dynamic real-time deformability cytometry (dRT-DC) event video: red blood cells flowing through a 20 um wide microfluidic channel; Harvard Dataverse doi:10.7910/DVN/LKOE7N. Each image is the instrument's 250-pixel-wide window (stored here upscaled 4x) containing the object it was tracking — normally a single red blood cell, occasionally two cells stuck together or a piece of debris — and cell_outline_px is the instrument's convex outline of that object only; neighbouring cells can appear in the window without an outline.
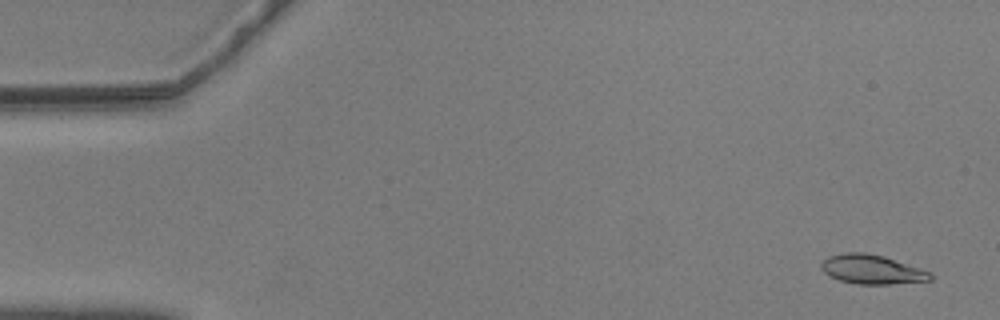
{"species": "common noctule bat (a hibernating species)", "species_latin": "Nyctalus noctula", "temperature_condition": "warm", "stored_images_in_passage": 57, "camera_frame_rate_fps": 3000, "um_per_image_px": 0.085, "animal": {"sex": "male", "body_mass_g": 20.5, "forearm_length_mm": 52.5}, "frame": {"image": 1, "passage_image": 3, "time_ms": 0.667, "image_size_px": [1000, 320], "cell_outline_px": [[932, 280], [888, 284], [856, 284], [840, 280], [828, 276], [820, 268], [820, 264], [828, 256], [844, 252], [864, 252], [884, 256], [932, 272]], "centroid_in_image_um": [74.09, 22.89], "position_along_channel_um": 10.9, "area_um2": 18.67}}
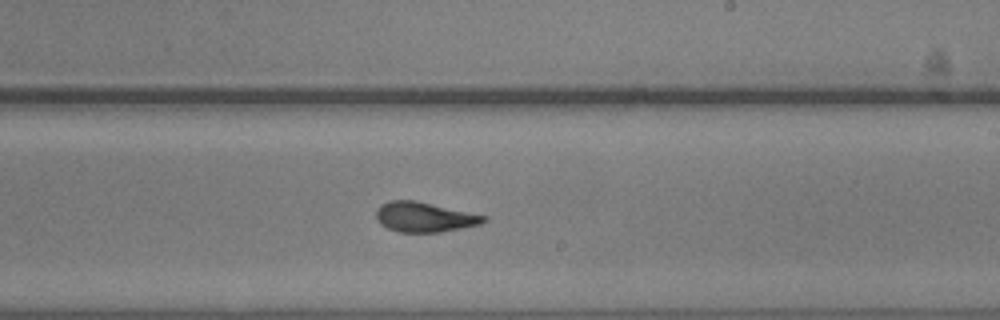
{"frame": {"image": 2, "passage_image": 34, "time_ms": 11.0, "image_size_px": [1000, 320], "cell_outline_px": [[488, 220], [480, 224], [464, 228], [440, 232], [400, 232], [388, 228], [380, 224], [376, 220], [376, 208], [380, 204], [388, 200], [416, 200], [488, 216]], "centroid_in_image_um": [36.07, 18.44], "position_along_channel_um": 252.9, "area_um2": 19.02}}
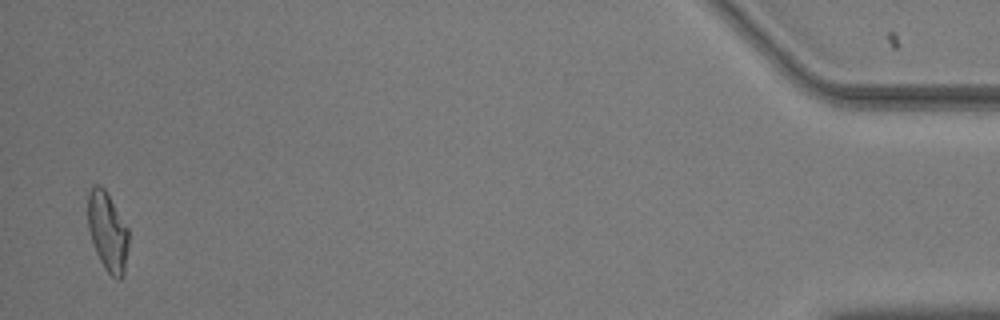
{"frame": {"image": 3, "passage_image": 56, "time_ms": 18.333, "image_size_px": [1000, 320], "cell_outline_px": [[128, 248], [124, 272], [120, 280], [116, 280], [104, 268], [96, 252], [88, 228], [88, 192], [92, 184], [100, 184], [104, 188], [128, 228]], "centroid_in_image_um": [9.14, 19.68], "position_along_channel_um": 426.1, "area_um2": 18.73}}